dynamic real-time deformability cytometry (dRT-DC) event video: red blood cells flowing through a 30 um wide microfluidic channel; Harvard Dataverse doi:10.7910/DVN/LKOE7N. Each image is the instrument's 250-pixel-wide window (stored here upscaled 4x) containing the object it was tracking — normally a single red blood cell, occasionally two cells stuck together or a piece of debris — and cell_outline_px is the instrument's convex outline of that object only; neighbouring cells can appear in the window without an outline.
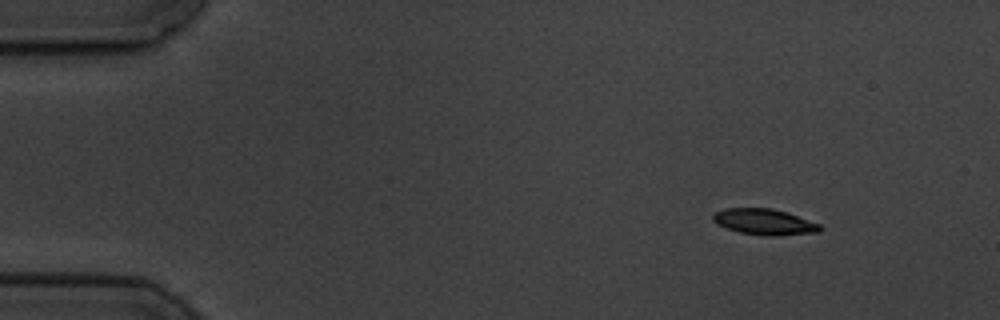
{"species": "common noctule bat (a hibernating species)", "species_latin": "Nyctalus noctula", "temperature_condition": "cold", "stored_images_in_passage": 5, "segment_of_instrument_passage": [2, 2], "camera_frame_rate_fps": 3000, "um_per_image_px": 0.085, "animal": {"sex": "male", "body_mass_g": 19.5, "forearm_length_mm": 54.6}, "frame": {"image": 1, "passage_image": 5, "time_ms": 6.0, "image_size_px": [1000, 320], "cell_outline_px": [[824, 228], [820, 232], [776, 236], [764, 236], [740, 232], [716, 224], [712, 220], [712, 216], [716, 212], [724, 208], [772, 208], [788, 212], [820, 224]], "centroid_in_image_um": [65.0, 18.86], "position_along_channel_um": 20.0, "area_um2": 16.36}}